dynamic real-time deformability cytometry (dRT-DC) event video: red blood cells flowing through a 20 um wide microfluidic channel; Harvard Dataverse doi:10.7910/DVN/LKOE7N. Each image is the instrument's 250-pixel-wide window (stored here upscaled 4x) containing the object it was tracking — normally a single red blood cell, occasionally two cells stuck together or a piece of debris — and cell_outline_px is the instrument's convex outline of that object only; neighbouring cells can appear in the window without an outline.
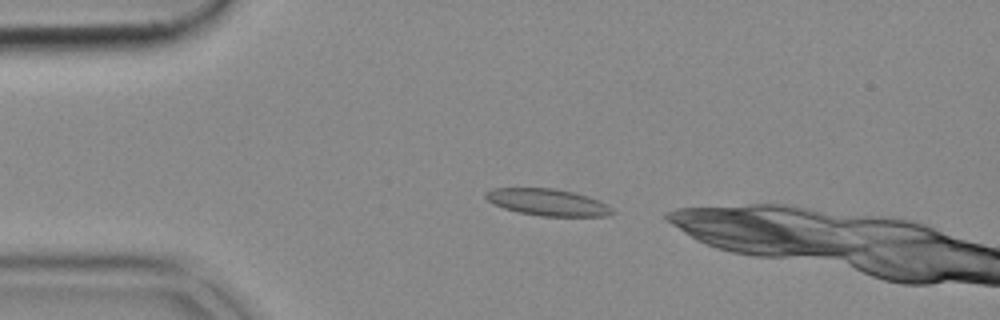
{"species": "common noctule bat (a hibernating species)", "species_latin": "Nyctalus noctula", "temperature_condition": "cold", "stored_images_in_passage": 5, "camera_frame_rate_fps": 3000, "um_per_image_px": 0.085, "animal": {"sex": "female", "body_mass_g": 18.4}, "frame": {"image": 1, "passage_image": 2, "time_ms": 0.333, "image_size_px": [1000, 320], "cell_outline_px": [[616, 212], [608, 216], [540, 216], [516, 212], [492, 204], [484, 196], [484, 192], [492, 188], [556, 188], [588, 196], [600, 200], [608, 204]], "centroid_in_image_um": [46.55, 17.19], "position_along_channel_um": 38.4, "area_um2": 20.06}}